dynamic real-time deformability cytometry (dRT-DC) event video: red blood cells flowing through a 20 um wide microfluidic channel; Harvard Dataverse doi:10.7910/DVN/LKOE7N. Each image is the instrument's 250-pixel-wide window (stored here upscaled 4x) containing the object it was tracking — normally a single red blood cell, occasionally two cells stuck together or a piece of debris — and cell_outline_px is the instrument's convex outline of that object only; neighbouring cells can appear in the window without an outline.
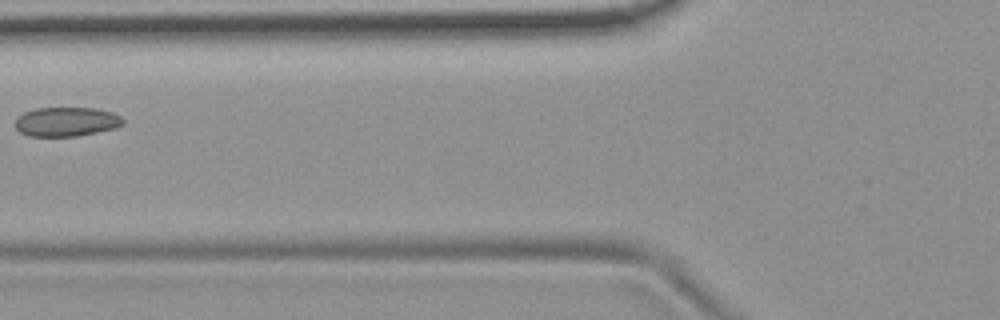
{"species": "common noctule bat (a hibernating species)", "species_latin": "Nyctalus noctula", "temperature_condition": "room temperature", "stored_images_in_passage": 5, "camera_frame_rate_fps": 3000, "um_per_image_px": 0.085, "animal": {"sex": "female", "body_mass_g": 19.9}, "frame": {"image": 1, "passage_image": 4, "time_ms": 1.0, "image_size_px": [1000, 320], "cell_outline_px": [[124, 124], [116, 128], [76, 136], [28, 136], [20, 132], [16, 128], [16, 116], [24, 112], [36, 108], [96, 108], [112, 112], [120, 116], [124, 120]], "centroid_in_image_um": [5.64, 10.34], "position_along_channel_um": 120.2, "area_um2": 18.44}}
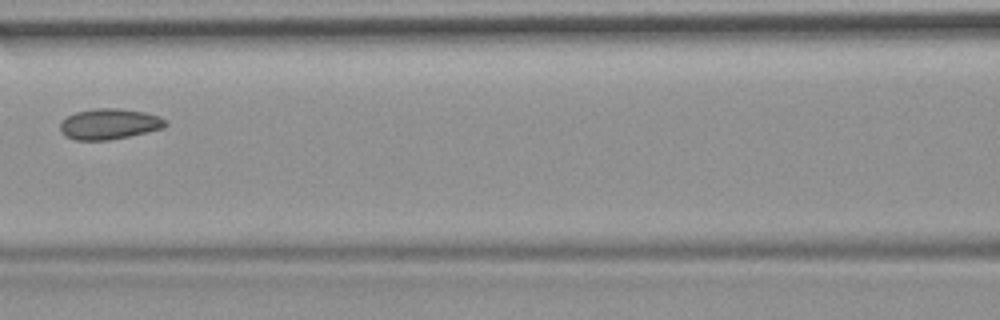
{"frame": {"image": 2, "passage_image": 5, "time_ms": 1.333, "image_size_px": [1000, 320], "cell_outline_px": [[168, 124], [164, 128], [148, 132], [108, 140], [76, 140], [64, 136], [60, 132], [60, 120], [76, 112], [96, 108], [120, 108], [144, 112], [160, 116], [168, 120]], "centroid_in_image_um": [9.3, 10.54], "position_along_channel_um": 157.3, "area_um2": 19.07}}